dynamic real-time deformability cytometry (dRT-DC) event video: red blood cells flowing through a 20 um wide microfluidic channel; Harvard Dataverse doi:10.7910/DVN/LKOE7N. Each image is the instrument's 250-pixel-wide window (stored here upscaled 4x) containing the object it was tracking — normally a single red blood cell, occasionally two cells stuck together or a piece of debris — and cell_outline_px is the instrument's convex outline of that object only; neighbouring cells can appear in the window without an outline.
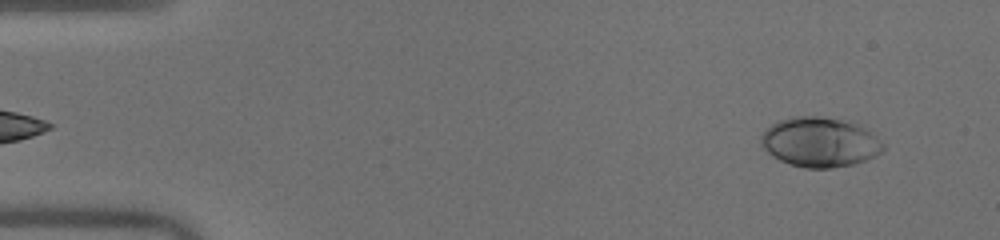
{"species": "human", "species_latin": "Homo sapiens", "temperature_condition": "warm", "stored_images_in_passage": 48, "camera_frame_rate_fps": 3000, "um_per_image_px": 0.085, "donor": {"sex": "male"}, "frame": {"image": 1, "passage_image": 2, "time_ms": 0.333, "image_size_px": [1000, 240], "cell_outline_px": [[884, 148], [876, 156], [856, 164], [832, 168], [804, 168], [788, 164], [772, 156], [760, 144], [760, 136], [772, 124], [780, 120], [792, 116], [820, 116], [852, 120], [864, 128], [884, 144]], "centroid_in_image_um": [69.68, 12.08], "position_along_channel_um": 15.3, "area_um2": 35.66}}
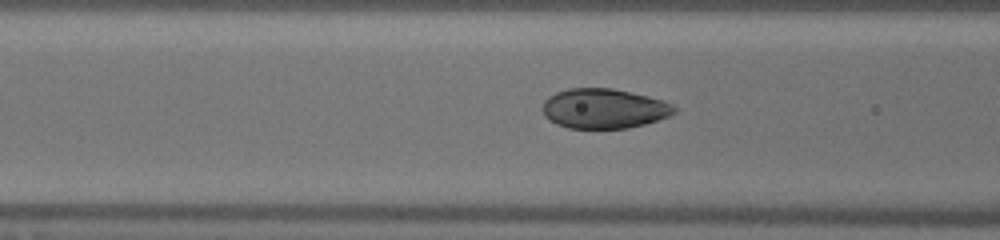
{"frame": {"image": 2, "passage_image": 18, "time_ms": 5.667, "image_size_px": [1000, 240], "cell_outline_px": [[676, 112], [668, 116], [644, 124], [628, 128], [568, 128], [556, 124], [544, 116], [544, 100], [548, 96], [556, 92], [568, 88], [612, 88], [648, 96], [672, 104], [676, 108]], "centroid_in_image_um": [51.31, 9.22], "position_along_channel_um": 115.3, "area_um2": 30.4}}
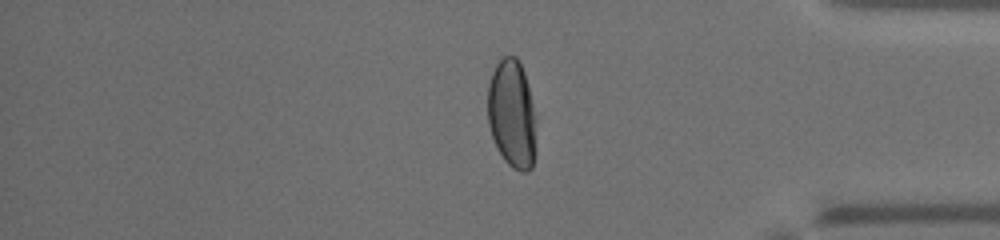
{"frame": {"image": 3, "passage_image": 40, "time_ms": 13.0, "image_size_px": [1000, 240], "cell_outline_px": [[536, 120], [532, 168], [528, 172], [520, 172], [512, 168], [504, 160], [492, 136], [488, 124], [488, 84], [492, 72], [496, 64], [504, 56], [516, 56], [524, 72], [536, 116]], "centroid_in_image_um": [43.51, 9.69], "position_along_channel_um": 391.7, "area_um2": 30.52}, "authors_computed_cell_mechanics": {"area_um2": 32.3391, "velocity_mm_per_s": 4.0665, "shape_relaxation_time_tau1_ms": 3.089, "shape_relaxation_time_tau2_ms": null, "deformation_change_tau1": 0.1764, "deformation_change_tau2": null}}